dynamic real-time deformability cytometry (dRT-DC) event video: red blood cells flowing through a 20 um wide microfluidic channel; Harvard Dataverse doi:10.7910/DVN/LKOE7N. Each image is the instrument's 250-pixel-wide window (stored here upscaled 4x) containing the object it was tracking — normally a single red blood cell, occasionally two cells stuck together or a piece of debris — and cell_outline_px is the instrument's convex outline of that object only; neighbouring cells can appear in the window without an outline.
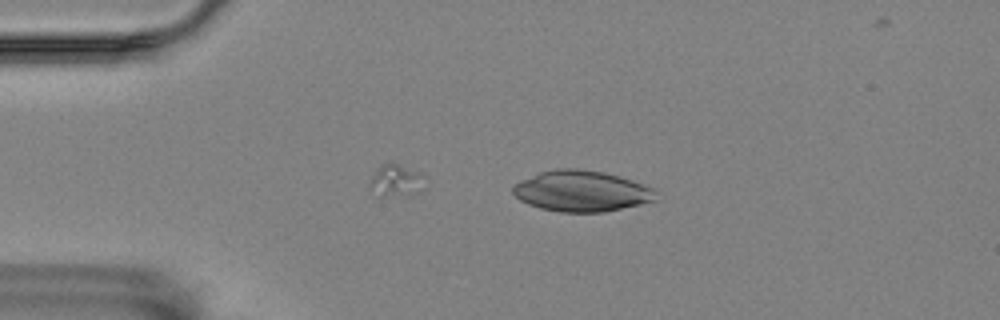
{"species": "Egyptian fruit bat (a non-hibernating species)", "species_latin": "Rousettus aegyptiacus", "temperature_condition": "room temperature", "stored_images_in_passage": 46, "camera_frame_rate_fps": 3000, "um_per_image_px": 0.085, "animal": {"sex": "female"}, "frame": {"image": 1, "passage_image": 3, "time_ms": 0.667, "image_size_px": [1000, 320], "cell_outline_px": [[656, 200], [640, 204], [604, 212], [560, 212], [540, 208], [528, 204], [520, 200], [512, 192], [512, 188], [520, 180], [540, 172], [556, 168], [576, 168], [604, 172], [620, 176], [632, 180], [652, 188], [656, 192]], "centroid_in_image_um": [49.41, 16.24], "position_along_channel_um": 35.6, "area_um2": 34.04}}
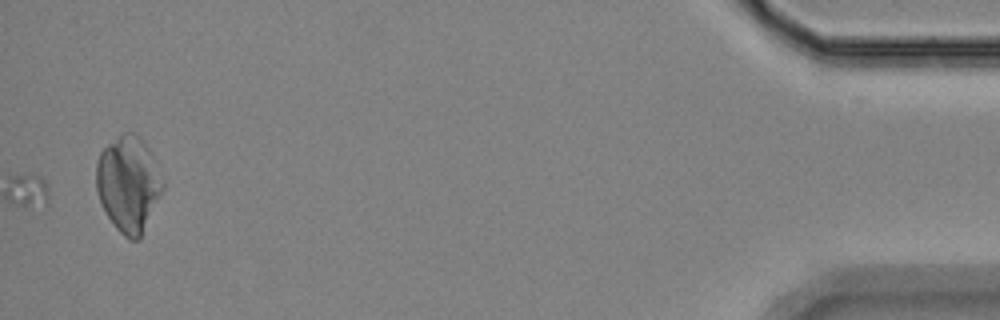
{"frame": {"image": 2, "passage_image": 46, "time_ms": 15.0, "image_size_px": [1000, 320], "cell_outline_px": [[164, 188], [140, 236], [136, 240], [128, 240], [116, 228], [108, 216], [100, 200], [96, 188], [96, 164], [100, 152], [108, 144], [124, 132], [132, 132], [148, 148], [164, 180]], "centroid_in_image_um": [10.91, 15.63], "position_along_channel_um": 424.3, "area_um2": 36.41}}